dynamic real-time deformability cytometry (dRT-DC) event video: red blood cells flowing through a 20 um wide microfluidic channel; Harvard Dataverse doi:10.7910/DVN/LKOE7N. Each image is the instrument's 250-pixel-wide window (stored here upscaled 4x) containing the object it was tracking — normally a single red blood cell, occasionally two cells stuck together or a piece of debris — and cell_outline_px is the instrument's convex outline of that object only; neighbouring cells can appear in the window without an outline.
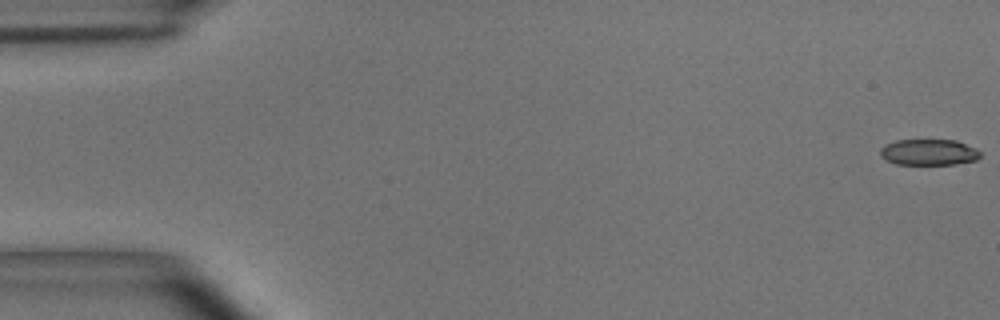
{"species": "common noctule bat (a hibernating species)", "species_latin": "Nyctalus noctula", "temperature_condition": "room temperature", "stored_images_in_passage": 55, "camera_frame_rate_fps": 3000, "um_per_image_px": 0.085, "animal": {"sex": "male", "body_mass_g": 15.6}, "frame": {"image": 1, "passage_image": 1, "time_ms": 0.0, "image_size_px": [1000, 320], "cell_outline_px": [[980, 156], [976, 160], [956, 164], [896, 164], [880, 156], [880, 148], [884, 144], [896, 140], [956, 140], [976, 148], [980, 152]], "centroid_in_image_um": [78.94, 12.93], "position_along_channel_um": 6.1, "area_um2": 15.2}}
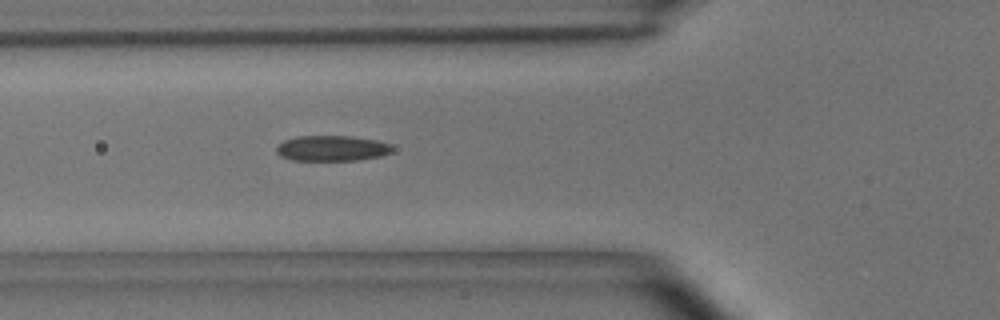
{"frame": {"image": 2, "passage_image": 20, "time_ms": 6.333, "image_size_px": [1000, 320], "cell_outline_px": [[392, 152], [380, 156], [356, 160], [292, 160], [280, 156], [276, 152], [276, 148], [284, 140], [296, 136], [352, 136], [376, 140], [388, 144], [392, 148]], "centroid_in_image_um": [28.18, 12.6], "position_along_channel_um": 97.6, "area_um2": 17.11}}
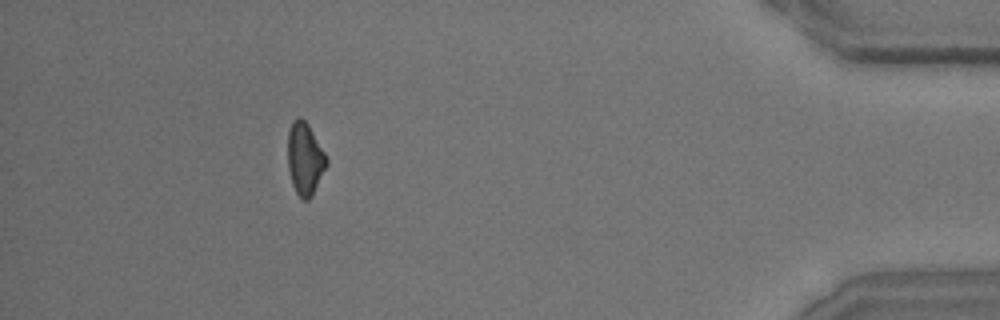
{"frame": {"image": 3, "passage_image": 50, "time_ms": 16.333, "image_size_px": [1000, 320], "cell_outline_px": [[328, 164], [312, 196], [308, 200], [304, 200], [296, 192], [292, 184], [288, 168], [288, 132], [292, 120], [300, 116], [308, 124], [324, 152], [328, 160]], "centroid_in_image_um": [25.91, 13.49], "position_along_channel_um": 409.3, "area_um2": 16.3}, "authors_computed_cell_mechanics": {"area_um2": 16.8776, "velocity_mm_per_s": 3.6665, "shape_relaxation_time_tau1_ms": 7.8071, "shape_relaxation_time_tau2_ms": 4.5494, "deformation_change_tau1": 0.1383, "deformation_change_tau2": 0.1295}}